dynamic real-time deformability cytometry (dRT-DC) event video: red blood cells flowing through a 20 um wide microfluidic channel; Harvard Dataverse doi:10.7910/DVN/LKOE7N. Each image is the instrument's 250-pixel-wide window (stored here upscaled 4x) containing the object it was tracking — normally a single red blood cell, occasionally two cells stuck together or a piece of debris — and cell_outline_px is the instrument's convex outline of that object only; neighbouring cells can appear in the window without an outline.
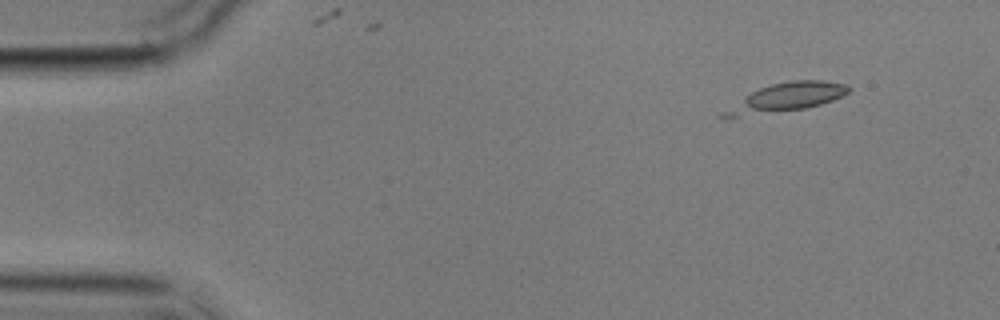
{"species": "common noctule bat (a hibernating species)", "species_latin": "Nyctalus noctula", "temperature_condition": "cold", "stored_images_in_passage": 5, "camera_frame_rate_fps": 3000, "um_per_image_px": 0.085, "animal": {"sex": "male", "body_mass_g": 17.9}, "frame": {"image": 1, "passage_image": 2, "time_ms": 1.333, "image_size_px": [1000, 320], "cell_outline_px": [[852, 88], [848, 92], [832, 100], [820, 104], [804, 108], [736, 116], [716, 116], [752, 92], [760, 88], [772, 84], [792, 80], [824, 80], [848, 84]], "centroid_in_image_um": [66.93, 8.24], "position_along_channel_um": 18.1, "area_um2": 19.83}}
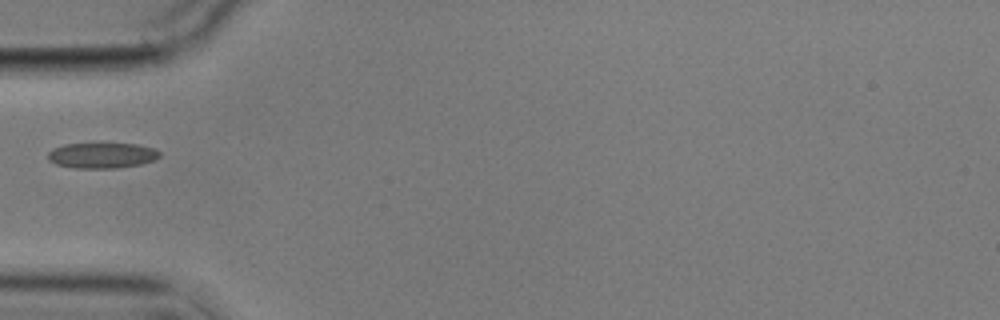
{"frame": {"image": 2, "passage_image": 5, "time_ms": 5.667, "image_size_px": [1000, 320], "cell_outline_px": [[160, 156], [152, 160], [140, 164], [116, 168], [76, 168], [56, 164], [48, 160], [48, 152], [52, 148], [64, 144], [136, 144], [152, 148], [160, 152]], "centroid_in_image_um": [8.62, 13.21], "position_along_channel_um": 76.4, "area_um2": 16.42}}